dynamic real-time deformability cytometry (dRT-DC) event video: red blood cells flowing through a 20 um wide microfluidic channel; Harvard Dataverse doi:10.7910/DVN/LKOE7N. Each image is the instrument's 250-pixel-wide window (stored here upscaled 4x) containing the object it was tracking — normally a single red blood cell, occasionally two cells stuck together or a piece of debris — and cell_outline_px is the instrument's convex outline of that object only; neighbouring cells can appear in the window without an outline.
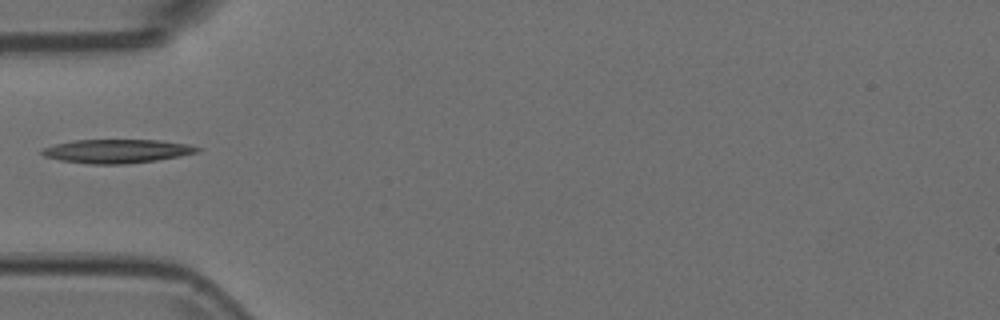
{"species": "Egyptian fruit bat (a non-hibernating species)", "species_latin": "Rousettus aegyptiacus", "temperature_condition": "room temperature", "stored_images_in_passage": 34, "camera_frame_rate_fps": 3000, "um_per_image_px": 0.085, "animal": {"sex": "female"}, "frame": {"image": 1, "passage_image": 1, "time_ms": 0.0, "image_size_px": [1000, 320], "cell_outline_px": [[200, 148], [196, 152], [180, 156], [156, 160], [124, 164], [92, 164], [60, 160], [44, 156], [40, 152], [44, 148], [56, 144], [72, 140], [160, 140], [188, 144]], "centroid_in_image_um": [9.92, 12.84], "position_along_channel_um": 75.1, "area_um2": 21.27}}
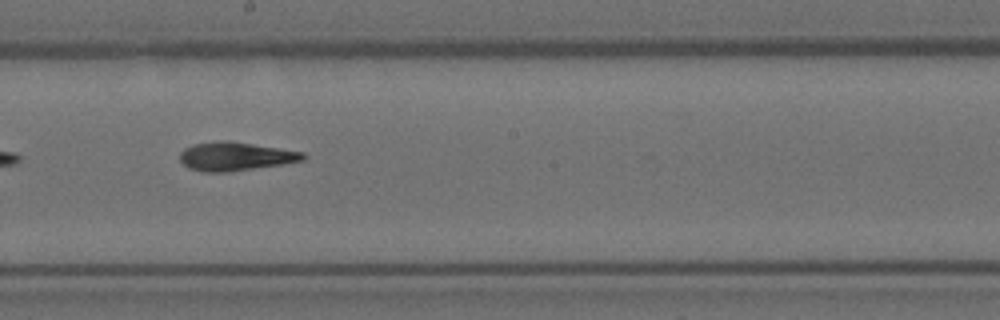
{"frame": {"image": 2, "passage_image": 13, "time_ms": 4.0, "image_size_px": [1000, 320], "cell_outline_px": [[308, 156], [304, 160], [284, 164], [228, 172], [204, 172], [188, 168], [180, 160], [180, 152], [184, 148], [192, 144], [220, 140], [228, 140], [304, 152]], "centroid_in_image_um": [20.01, 13.29], "position_along_channel_um": 228.2, "area_um2": 20.69}}
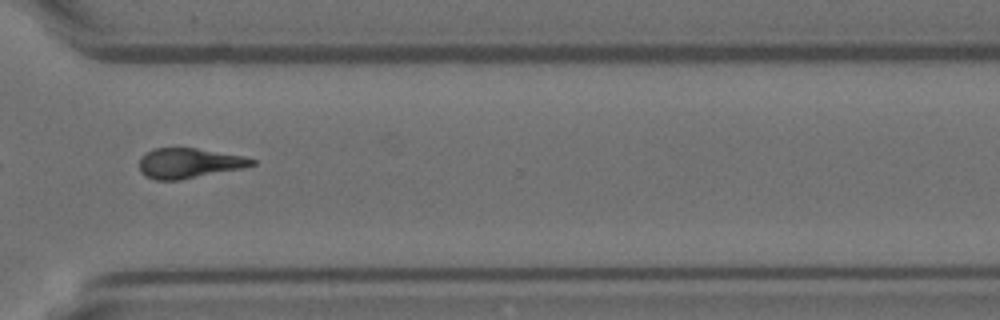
{"frame": {"image": 3, "passage_image": 23, "time_ms": 7.333, "image_size_px": [1000, 320], "cell_outline_px": [[256, 164], [244, 168], [180, 180], [156, 180], [144, 176], [140, 172], [140, 156], [152, 148], [196, 148], [244, 156], [256, 160]], "centroid_in_image_um": [16.05, 13.87], "position_along_channel_um": 354.5, "area_um2": 19.88}}